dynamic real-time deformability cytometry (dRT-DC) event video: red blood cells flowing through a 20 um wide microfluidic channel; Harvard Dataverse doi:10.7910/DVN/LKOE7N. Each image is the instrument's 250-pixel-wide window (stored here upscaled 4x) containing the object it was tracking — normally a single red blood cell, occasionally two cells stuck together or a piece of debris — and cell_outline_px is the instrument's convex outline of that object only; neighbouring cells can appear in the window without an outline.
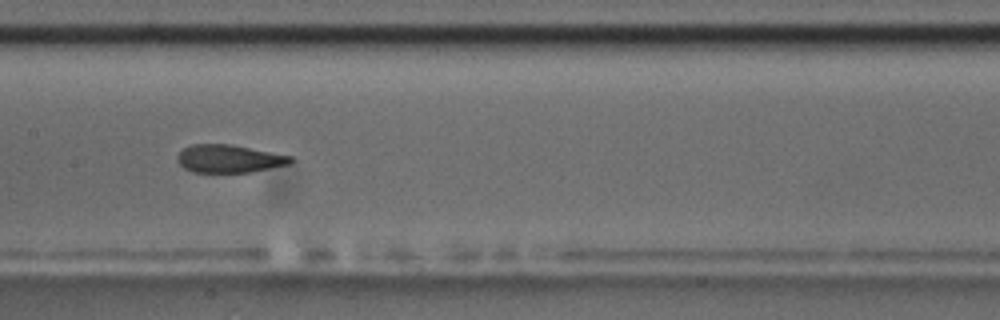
{"species": "common noctule bat (a hibernating species)", "species_latin": "Nyctalus noctula", "temperature_condition": "room temperature", "stored_images_in_passage": 16, "camera_frame_rate_fps": 3000, "um_per_image_px": 0.085, "animal": {"sex": "male", "body_mass_g": 17.5, "forearm_length_mm": 52.3}, "frame": {"image": 1, "passage_image": 7, "time_ms": 7.667, "image_size_px": [1000, 320], "cell_outline_px": [[296, 160], [292, 164], [248, 172], [192, 172], [184, 168], [176, 160], [176, 156], [184, 148], [192, 144], [232, 144], [292, 156]], "centroid_in_image_um": [19.5, 13.48], "position_along_channel_um": 187.9, "area_um2": 18.55}, "authors_computed_cell_mechanics": {"area_um2": 19.4497, "velocity_mm_per_s": 3.4465, "shape_relaxation_time_tau1_ms": 7.9902, "shape_relaxation_time_tau2_ms": 1.5327, "deformation_change_tau1": 0.1654, "deformation_change_tau2": 0.0849}}